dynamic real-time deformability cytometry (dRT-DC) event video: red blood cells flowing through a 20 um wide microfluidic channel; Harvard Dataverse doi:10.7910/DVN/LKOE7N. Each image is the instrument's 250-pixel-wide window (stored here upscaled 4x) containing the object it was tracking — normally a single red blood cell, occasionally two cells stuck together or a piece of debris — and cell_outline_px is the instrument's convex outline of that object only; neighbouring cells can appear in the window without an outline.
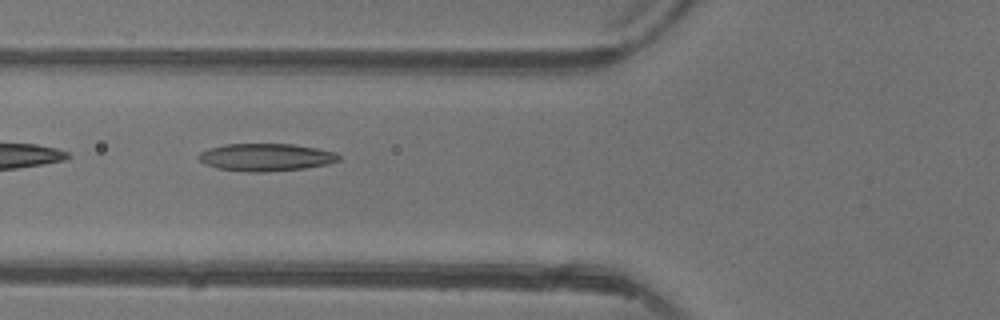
{"species": "common noctule bat (a hibernating species)", "species_latin": "Nyctalus noctula", "temperature_condition": "warm", "stored_images_in_passage": 3, "camera_frame_rate_fps": 3000, "um_per_image_px": 0.085, "animal": {"sex": "female"}, "frame": {"image": 1, "passage_image": 2, "time_ms": 1.333, "image_size_px": [1000, 320], "cell_outline_px": [[340, 160], [328, 164], [304, 168], [264, 172], [248, 172], [216, 168], [204, 164], [196, 156], [200, 152], [208, 148], [224, 144], [292, 144], [316, 148], [336, 152], [340, 156]], "centroid_in_image_um": [22.57, 13.36], "position_along_channel_um": 103.2, "area_um2": 22.6}}
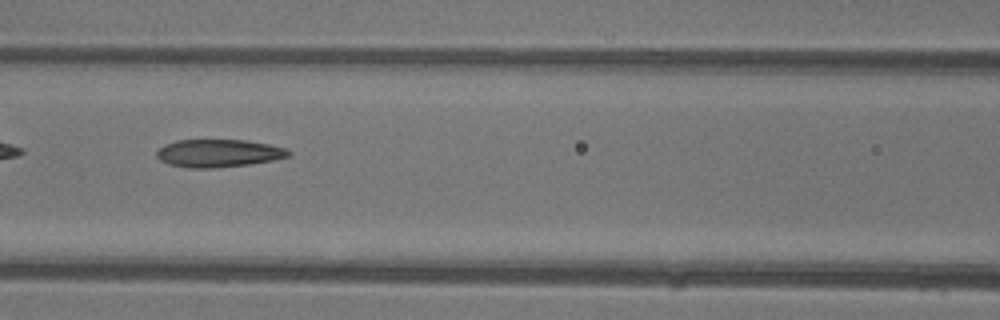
{"frame": {"image": 2, "passage_image": 3, "time_ms": 2.333, "image_size_px": [1000, 320], "cell_outline_px": [[292, 156], [272, 160], [248, 164], [216, 168], [188, 168], [168, 164], [160, 160], [156, 156], [156, 152], [164, 144], [176, 140], [248, 140], [288, 148], [292, 152]], "centroid_in_image_um": [18.59, 13.02], "position_along_channel_um": 148.0, "area_um2": 21.56}}